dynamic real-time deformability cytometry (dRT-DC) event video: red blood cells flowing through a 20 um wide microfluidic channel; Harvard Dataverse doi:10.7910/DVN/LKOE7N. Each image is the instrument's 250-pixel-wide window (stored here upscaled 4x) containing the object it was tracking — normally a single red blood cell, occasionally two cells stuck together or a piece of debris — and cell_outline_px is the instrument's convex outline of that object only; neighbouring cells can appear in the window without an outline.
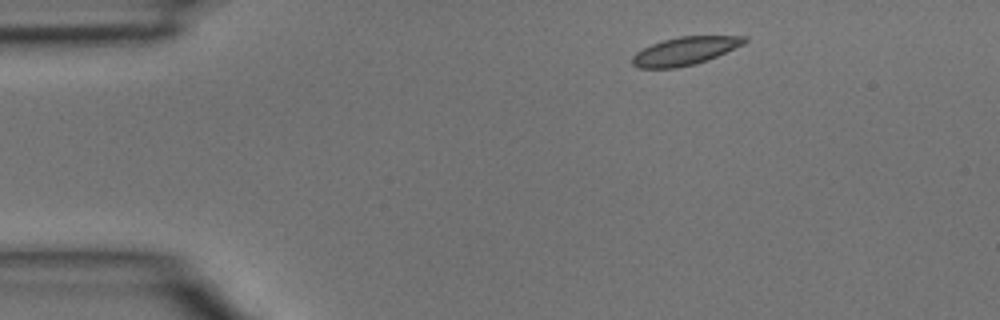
{"species": "common noctule bat (a hibernating species)", "species_latin": "Nyctalus noctula", "temperature_condition": "room temperature", "stored_images_in_passage": 3, "camera_frame_rate_fps": 3000, "um_per_image_px": 0.085, "animal": {"sex": "male", "body_mass_g": 15.6}, "frame": {"image": 1, "passage_image": 1, "time_ms": 0.0, "image_size_px": [1000, 320], "cell_outline_px": [[748, 40], [744, 44], [708, 60], [696, 64], [676, 68], [636, 68], [632, 64], [632, 56], [636, 52], [652, 44], [664, 40], [680, 36], [748, 36]], "centroid_in_image_um": [58.23, 4.34], "position_along_channel_um": 26.8, "area_um2": 18.38}}
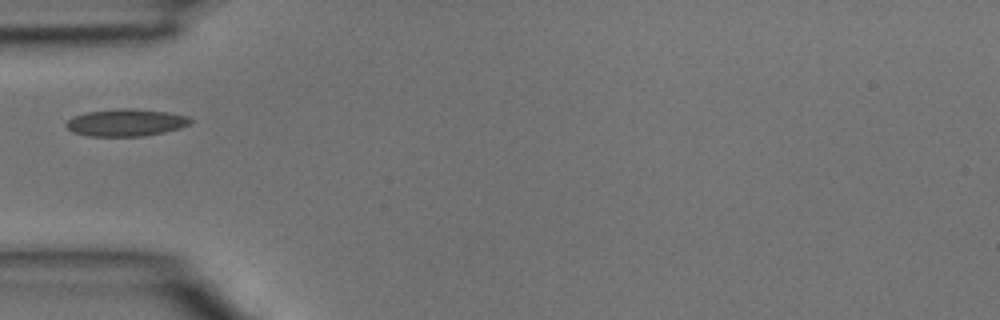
{"frame": {"image": 2, "passage_image": 3, "time_ms": 0.667, "image_size_px": [1000, 320], "cell_outline_px": [[192, 120], [188, 124], [180, 128], [144, 136], [88, 136], [72, 132], [64, 124], [72, 116], [88, 112], [124, 108], [136, 108], [168, 112], [188, 116]], "centroid_in_image_um": [10.69, 10.41], "position_along_channel_um": 74.3, "area_um2": 19.65}}